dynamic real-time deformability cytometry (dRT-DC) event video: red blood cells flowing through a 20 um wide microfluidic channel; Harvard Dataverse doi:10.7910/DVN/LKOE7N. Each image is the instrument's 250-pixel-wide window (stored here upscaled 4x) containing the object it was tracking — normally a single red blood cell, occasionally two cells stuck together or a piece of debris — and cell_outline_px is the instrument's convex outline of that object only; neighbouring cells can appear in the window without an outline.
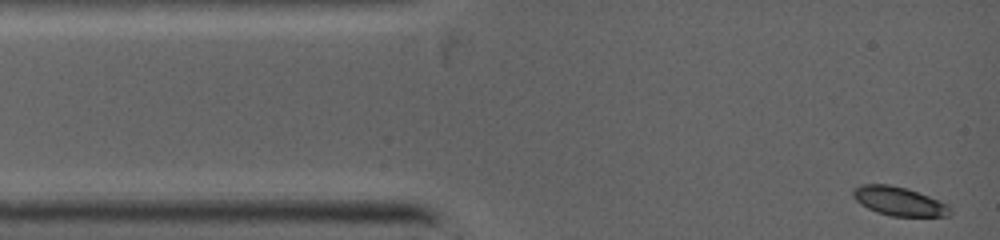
{"species": "common noctule bat (a hibernating species)", "species_latin": "Nyctalus noctula", "temperature_condition": "warm", "stored_images_in_passage": 14, "camera_frame_rate_fps": 5000, "um_per_image_px": 0.085, "animal": {"sex": "female", "body_mass_g": 19.0, "forearm_length_mm": 53.3}, "frame": {"image": 1, "passage_image": 1, "time_ms": 0.0, "image_size_px": [1000, 240], "cell_outline_px": [[952, 212], [948, 216], [892, 216], [876, 212], [860, 204], [852, 196], [852, 188], [864, 184], [888, 184], [904, 188], [928, 196], [948, 204], [952, 208]], "centroid_in_image_um": [76.4, 17.11], "position_along_channel_um": 8.6, "area_um2": 16.24}}
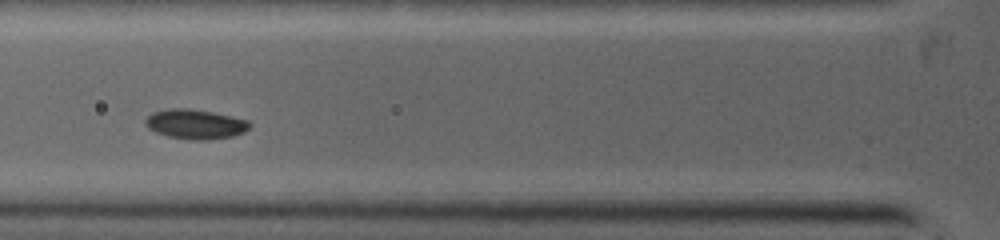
{"frame": {"image": 2, "passage_image": 11, "time_ms": 3.4, "image_size_px": [1000, 240], "cell_outline_px": [[252, 124], [244, 132], [232, 136], [208, 140], [192, 140], [168, 136], [156, 132], [148, 128], [144, 124], [144, 120], [152, 112], [168, 108], [188, 108], [212, 112], [248, 120]], "centroid_in_image_um": [16.58, 10.55], "position_along_channel_um": 109.2, "area_um2": 18.03}}
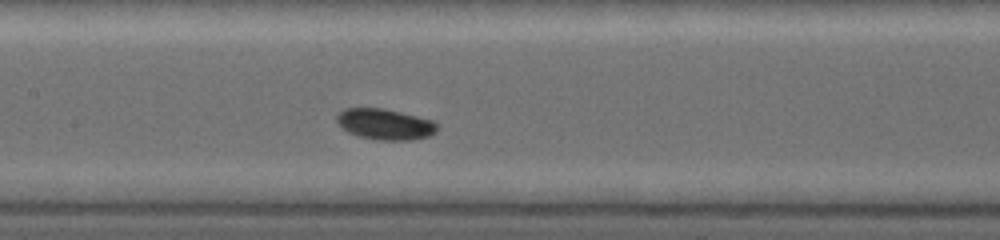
{"frame": {"image": 3, "passage_image": 14, "time_ms": 4.8, "image_size_px": [1000, 240], "cell_outline_px": [[436, 132], [428, 136], [412, 140], [376, 140], [356, 136], [348, 132], [336, 120], [336, 116], [344, 108], [380, 108], [432, 120], [436, 124]], "centroid_in_image_um": [32.69, 10.57], "position_along_channel_um": 174.7, "area_um2": 17.8}}